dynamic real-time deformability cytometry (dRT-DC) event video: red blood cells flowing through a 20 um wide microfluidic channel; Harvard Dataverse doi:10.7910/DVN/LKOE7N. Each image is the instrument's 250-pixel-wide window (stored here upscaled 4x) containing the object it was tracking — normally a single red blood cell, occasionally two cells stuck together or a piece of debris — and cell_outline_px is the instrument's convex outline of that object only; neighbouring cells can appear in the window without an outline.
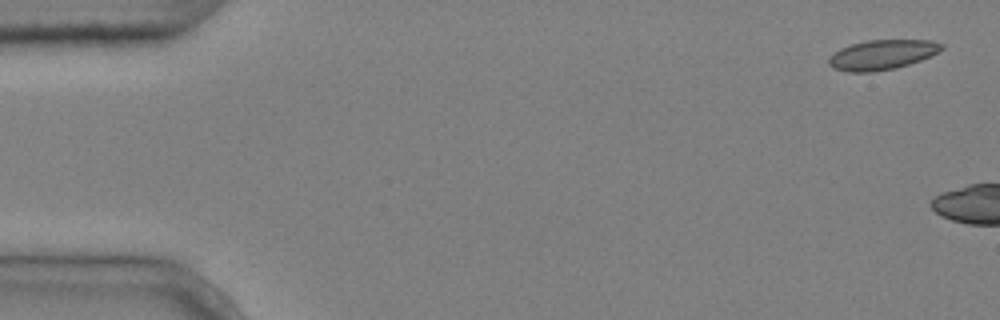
{"species": "common noctule bat (a hibernating species)", "species_latin": "Nyctalus noctula", "temperature_condition": "cold", "stored_images_in_passage": 3, "camera_frame_rate_fps": 3000, "um_per_image_px": 0.085, "animal": {"sex": "male", "body_mass_g": 20.4}, "frame": {"image": 1, "passage_image": 1, "time_ms": 0.0, "image_size_px": [1000, 320], "cell_outline_px": [[944, 48], [920, 60], [896, 68], [872, 72], [848, 72], [832, 68], [828, 64], [828, 60], [840, 48], [852, 44], [868, 40], [932, 40], [944, 44]], "centroid_in_image_um": [74.97, 4.65], "position_along_channel_um": 10.0, "area_um2": 19.42}}